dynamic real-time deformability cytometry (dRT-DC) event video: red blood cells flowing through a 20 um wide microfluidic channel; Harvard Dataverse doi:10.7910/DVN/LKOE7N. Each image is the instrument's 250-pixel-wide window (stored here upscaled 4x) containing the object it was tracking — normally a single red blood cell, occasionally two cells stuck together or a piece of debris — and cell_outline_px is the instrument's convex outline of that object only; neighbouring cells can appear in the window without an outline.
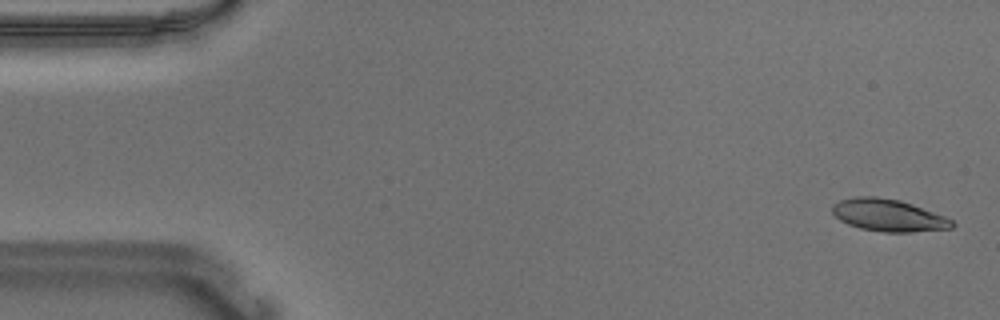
{"species": "Egyptian fruit bat (a non-hibernating species)", "species_latin": "Rousettus aegyptiacus", "temperature_condition": "warm", "stored_images_in_passage": 55, "camera_frame_rate_fps": 3000, "um_per_image_px": 0.085, "animal": {"sex": "male"}, "frame": {"image": 1, "passage_image": 2, "time_ms": 0.333, "image_size_px": [1000, 320], "cell_outline_px": [[956, 224], [952, 228], [912, 232], [884, 232], [860, 228], [848, 224], [840, 220], [832, 212], [832, 204], [840, 200], [856, 196], [876, 196], [900, 200], [912, 204], [944, 216], [952, 220]], "centroid_in_image_um": [75.5, 18.29], "position_along_channel_um": 9.5, "area_um2": 22.43}}
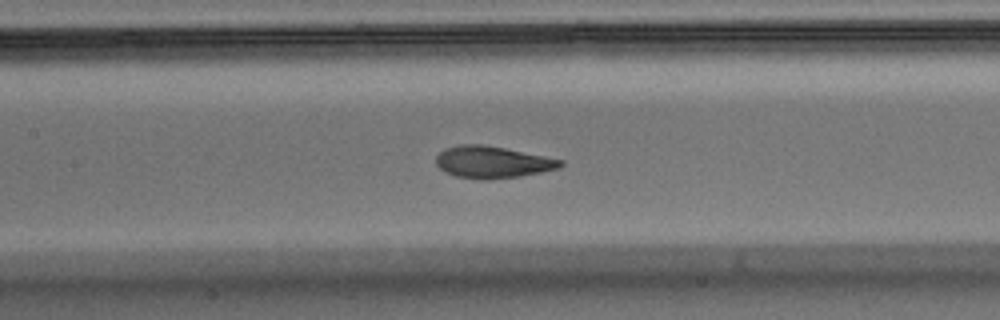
{"frame": {"image": 2, "passage_image": 25, "time_ms": 8.0, "image_size_px": [1000, 320], "cell_outline_px": [[564, 164], [560, 168], [520, 176], [488, 180], [480, 180], [456, 176], [444, 172], [436, 164], [436, 156], [444, 148], [460, 144], [484, 144], [564, 160]], "centroid_in_image_um": [41.84, 13.78], "position_along_channel_um": 165.6, "area_um2": 23.24}}
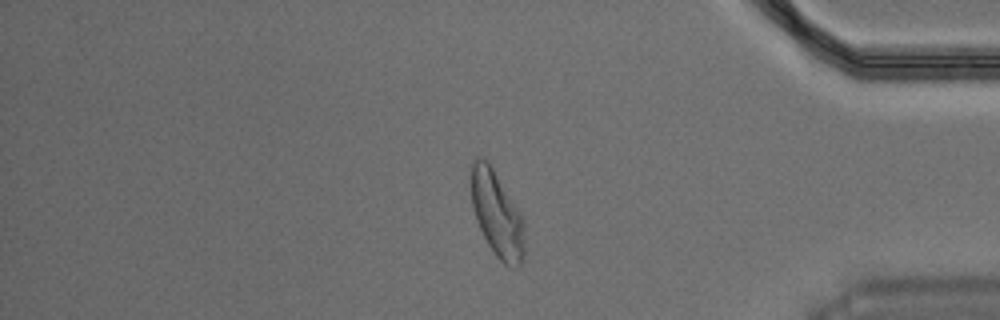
{"frame": {"image": 3, "passage_image": 46, "time_ms": 15.0, "image_size_px": [1000, 320], "cell_outline_px": [[524, 260], [516, 268], [512, 268], [504, 264], [496, 256], [488, 244], [476, 220], [472, 204], [472, 164], [476, 156], [480, 156], [492, 168], [516, 208], [524, 224]], "centroid_in_image_um": [42.25, 18.28], "position_along_channel_um": 393.0, "area_um2": 25.84}, "authors_computed_cell_mechanics": {"area_um2": 23.2356, "velocity_mm_per_s": 3.653, "shape_relaxation_time_tau1_ms": 3.8346, "shape_relaxation_time_tau2_ms": 1.0546, "deformation_change_tau1": 0.1624, "deformation_change_tau2": 0.0689}}